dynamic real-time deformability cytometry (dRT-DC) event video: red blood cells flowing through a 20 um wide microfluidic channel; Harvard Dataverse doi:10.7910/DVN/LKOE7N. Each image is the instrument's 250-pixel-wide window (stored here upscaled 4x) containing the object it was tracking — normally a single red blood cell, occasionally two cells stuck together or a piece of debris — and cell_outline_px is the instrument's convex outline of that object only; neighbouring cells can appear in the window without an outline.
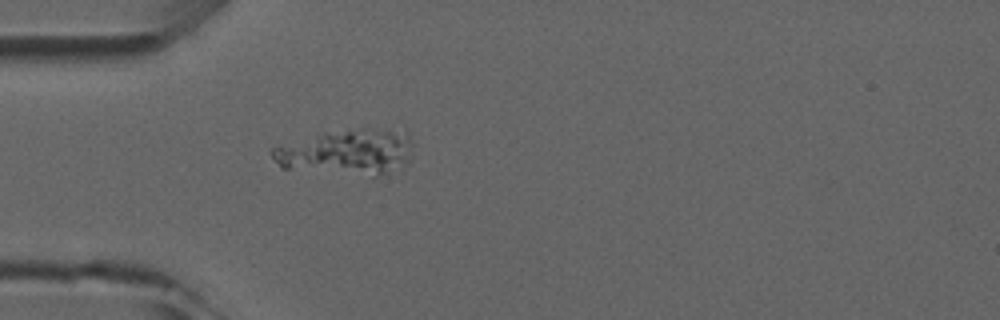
{"species": "common noctule bat (a hibernating species)", "species_latin": "Nyctalus noctula", "temperature_condition": "room temperature", "stored_images_in_passage": 3, "camera_frame_rate_fps": 3000, "um_per_image_px": 0.085, "animal": {"sex": "male", "forearm_length_mm": 52.5}, "frame": {"image": 1, "passage_image": 3, "time_ms": 3.0, "image_size_px": [1000, 320], "cell_outline_px": [[408, 160], [388, 172], [376, 176], [372, 176], [280, 168], [272, 156], [272, 148], [324, 132], [360, 128], [364, 128], [392, 132], [408, 136]], "centroid_in_image_um": [29.36, 12.95], "position_along_channel_um": 55.6, "area_um2": 35.95}}